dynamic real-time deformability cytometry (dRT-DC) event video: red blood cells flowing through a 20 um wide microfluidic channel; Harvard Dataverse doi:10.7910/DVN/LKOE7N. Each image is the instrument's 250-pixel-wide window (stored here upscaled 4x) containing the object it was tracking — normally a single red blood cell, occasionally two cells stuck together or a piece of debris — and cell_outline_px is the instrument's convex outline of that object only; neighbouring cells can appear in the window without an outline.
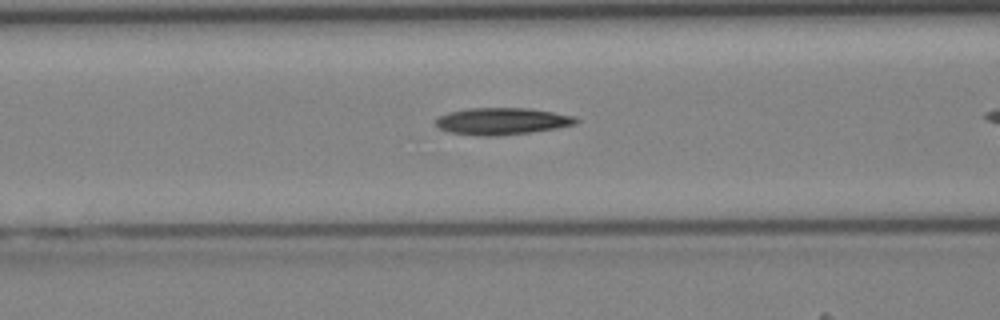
{"species": "Egyptian fruit bat (a non-hibernating species)", "species_latin": "Rousettus aegyptiacus", "temperature_condition": "cold", "stored_images_in_passage": 24, "camera_frame_rate_fps": 3000, "um_per_image_px": 0.085, "animal": {"sex": "female"}, "frame": {"image": 1, "passage_image": 7, "time_ms": 2.0, "image_size_px": [1000, 320], "cell_outline_px": [[580, 120], [576, 124], [556, 128], [528, 132], [492, 136], [476, 136], [448, 132], [440, 128], [436, 124], [436, 120], [440, 116], [448, 112], [468, 108], [528, 108], [576, 116]], "centroid_in_image_um": [42.67, 10.3], "position_along_channel_um": 123.9, "area_um2": 21.91}}
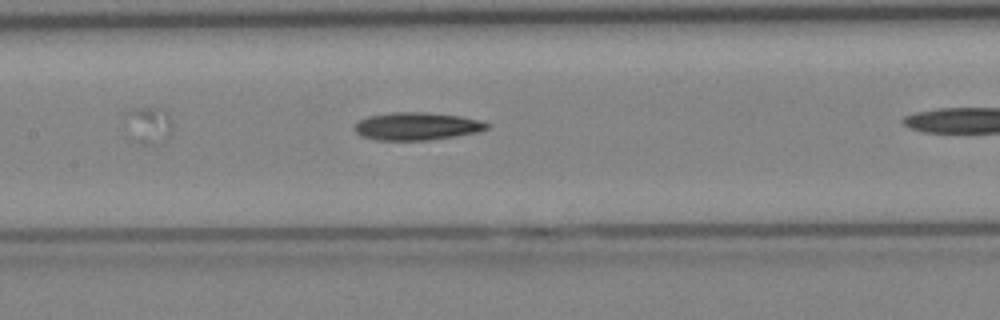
{"frame": {"image": 2, "passage_image": 10, "time_ms": 3.0, "image_size_px": [1000, 320], "cell_outline_px": [[492, 124], [488, 128], [476, 132], [452, 136], [424, 140], [376, 140], [364, 136], [356, 132], [352, 128], [360, 120], [368, 116], [388, 112], [424, 112], [460, 116], [480, 120]], "centroid_in_image_um": [35.41, 10.71], "position_along_channel_um": 172.0, "area_um2": 21.21}}